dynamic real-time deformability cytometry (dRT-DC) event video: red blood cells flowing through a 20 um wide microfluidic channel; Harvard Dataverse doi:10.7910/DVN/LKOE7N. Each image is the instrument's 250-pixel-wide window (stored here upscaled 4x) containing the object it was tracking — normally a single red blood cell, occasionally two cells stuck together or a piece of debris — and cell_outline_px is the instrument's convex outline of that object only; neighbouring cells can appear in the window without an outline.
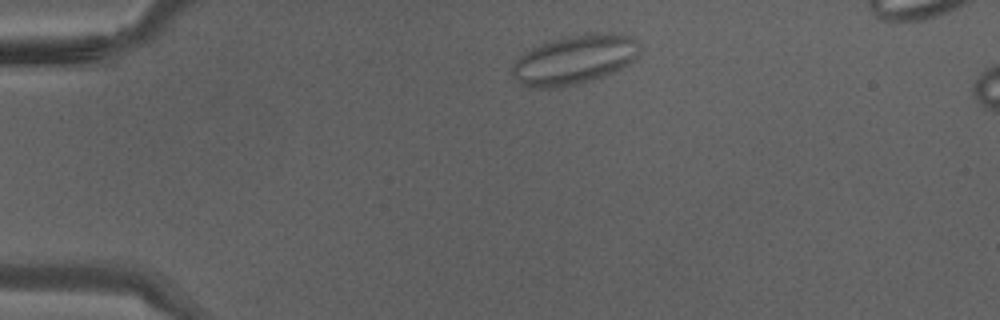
{"species": "Egyptian fruit bat (a non-hibernating species)", "species_latin": "Rousettus aegyptiacus", "temperature_condition": "warm", "stored_images_in_passage": 34, "camera_frame_rate_fps": 3000, "um_per_image_px": 0.085, "animal": {"sex": "male"}, "frame": {"image": 1, "passage_image": 1, "time_ms": 0.0, "image_size_px": [1000, 320], "cell_outline_px": [[640, 52], [628, 64], [604, 76], [592, 80], [576, 84], [552, 88], [528, 88], [520, 84], [512, 76], [512, 64], [524, 52], [540, 44], [564, 36], [588, 32], [612, 32], [632, 36], [640, 44]], "centroid_in_image_um": [48.82, 5.05], "position_along_channel_um": 36.2, "area_um2": 36.99}}
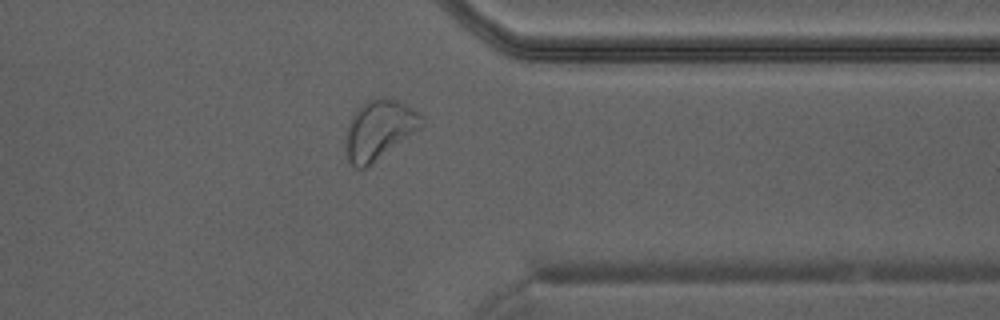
{"frame": {"image": 2, "passage_image": 25, "time_ms": 8.0, "image_size_px": [1000, 320], "cell_outline_px": [[424, 124], [420, 128], [364, 168], [356, 168], [348, 164], [344, 148], [344, 140], [348, 124], [356, 108], [360, 104], [376, 96], [384, 96], [400, 100], [408, 104], [420, 112], [424, 116]], "centroid_in_image_um": [32.2, 10.97], "position_along_channel_um": 379.2, "area_um2": 26.76}}